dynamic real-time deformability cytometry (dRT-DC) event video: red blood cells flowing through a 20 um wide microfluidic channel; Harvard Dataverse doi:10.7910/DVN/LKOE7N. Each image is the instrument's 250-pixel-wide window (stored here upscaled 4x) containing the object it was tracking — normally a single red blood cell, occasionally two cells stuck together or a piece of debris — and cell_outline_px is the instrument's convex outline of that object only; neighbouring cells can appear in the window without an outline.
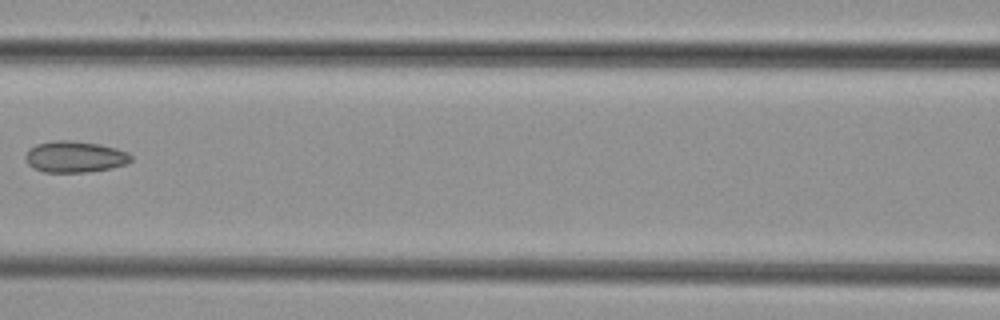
{"species": "common noctule bat (a hibernating species)", "species_latin": "Nyctalus noctula", "temperature_condition": "cold", "stored_images_in_passage": 7, "camera_frame_rate_fps": 3000, "um_per_image_px": 0.085, "animal": {"sex": "female", "body_mass_g": 29.2, "forearm_length_mm": 56.3}, "frame": {"image": 1, "passage_image": 6, "time_ms": 6.0, "image_size_px": [1000, 320], "cell_outline_px": [[132, 160], [128, 164], [112, 168], [88, 172], [44, 172], [32, 168], [28, 164], [24, 156], [36, 144], [52, 140], [72, 140], [100, 144], [116, 148], [128, 152], [132, 156]], "centroid_in_image_um": [6.39, 13.33], "position_along_channel_um": 160.2, "area_um2": 19.48}}
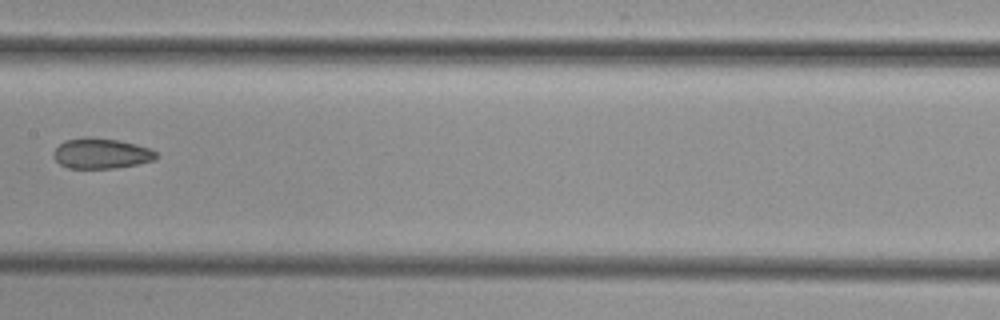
{"frame": {"image": 2, "passage_image": 7, "time_ms": 7.0, "image_size_px": [1000, 320], "cell_outline_px": [[156, 160], [116, 168], [68, 168], [60, 164], [52, 156], [52, 152], [64, 140], [84, 136], [88, 136], [120, 140], [136, 144], [148, 148], [156, 152]], "centroid_in_image_um": [8.57, 13.03], "position_along_channel_um": 198.8, "area_um2": 18.32}}